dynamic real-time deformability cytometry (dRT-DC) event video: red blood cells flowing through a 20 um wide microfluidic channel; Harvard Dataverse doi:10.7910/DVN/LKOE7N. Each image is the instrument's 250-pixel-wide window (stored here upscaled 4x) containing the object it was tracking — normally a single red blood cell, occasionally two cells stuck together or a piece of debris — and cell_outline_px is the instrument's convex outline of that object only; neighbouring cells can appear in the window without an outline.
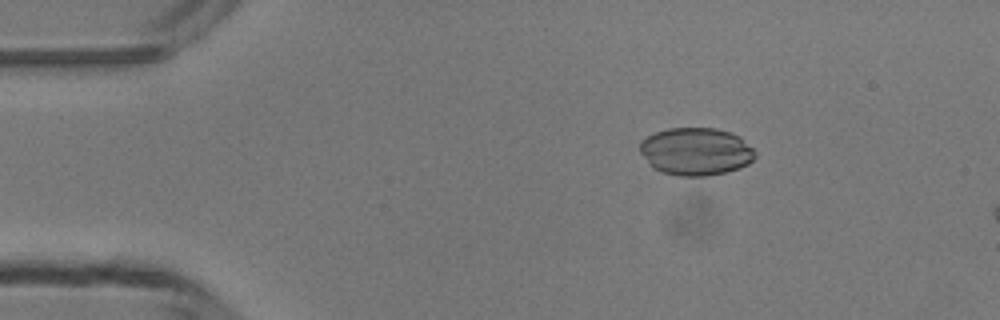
{"species": "common noctule bat (a hibernating species)", "species_latin": "Nyctalus noctula", "temperature_condition": "room temperature", "stored_images_in_passage": 4, "camera_frame_rate_fps": 3000, "um_per_image_px": 0.085, "animal": {"sex": "male", "body_mass_g": 13.3}, "frame": {"image": 1, "passage_image": 2, "time_ms": 2.0, "image_size_px": [1000, 320], "cell_outline_px": [[756, 156], [748, 164], [740, 168], [708, 176], [676, 176], [652, 168], [648, 164], [640, 152], [640, 140], [656, 132], [668, 128], [716, 128], [732, 132], [740, 136], [756, 152]], "centroid_in_image_um": [59.15, 12.87], "position_along_channel_um": 25.9, "area_um2": 32.25}}